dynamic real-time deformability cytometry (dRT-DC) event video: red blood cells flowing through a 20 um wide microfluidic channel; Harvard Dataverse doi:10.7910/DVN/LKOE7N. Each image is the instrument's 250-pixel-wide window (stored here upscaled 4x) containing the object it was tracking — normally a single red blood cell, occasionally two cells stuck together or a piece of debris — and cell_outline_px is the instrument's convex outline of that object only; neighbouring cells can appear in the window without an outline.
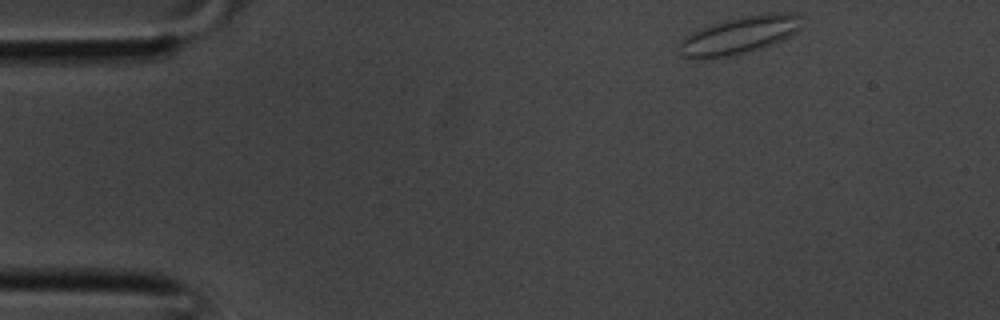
{"species": "common noctule bat (a hibernating species)", "species_latin": "Nyctalus noctula", "temperature_condition": "room temperature", "stored_images_in_passage": 34, "camera_frame_rate_fps": 3000, "um_per_image_px": 0.085, "animal": {"sex": "male", "body_mass_g": 20.1, "forearm_length_mm": 53.5}, "frame": {"image": 1, "passage_image": 1, "time_ms": 0.0, "image_size_px": [1000, 320], "cell_outline_px": [[800, 28], [796, 32], [780, 40], [760, 48], [728, 56], [684, 56], [676, 48], [680, 40], [684, 36], [692, 32], [712, 24], [724, 20], [740, 16], [768, 12], [792, 12], [800, 16]], "centroid_in_image_um": [62.86, 2.93], "position_along_channel_um": 22.1, "area_um2": 26.13}}
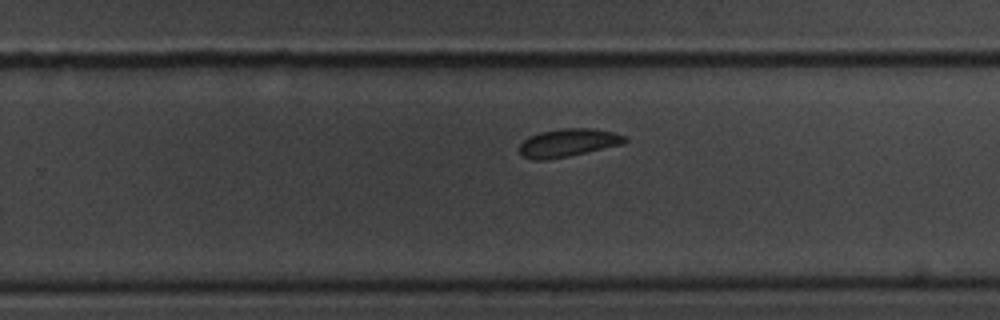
{"frame": {"image": 2, "passage_image": 20, "time_ms": 6.333, "image_size_px": [1000, 320], "cell_outline_px": [[628, 140], [624, 144], [568, 156], [544, 160], [532, 160], [524, 156], [520, 152], [520, 144], [528, 136], [540, 132], [564, 128], [592, 128], [612, 132], [624, 136]], "centroid_in_image_um": [48.29, 12.13], "position_along_channel_um": 281.5, "area_um2": 17.11}}
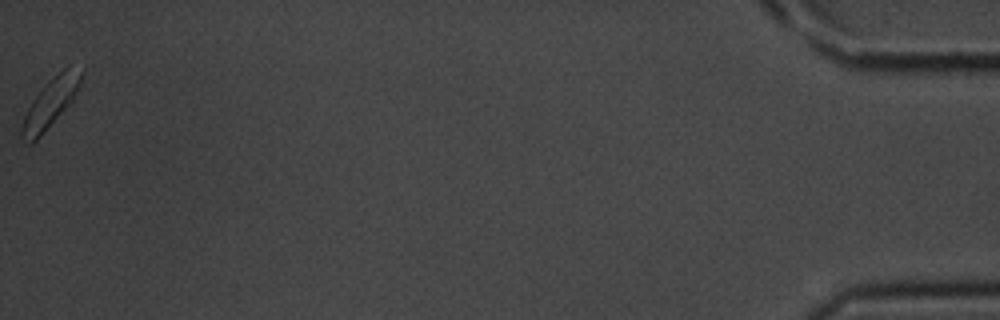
{"frame": {"image": 3, "passage_image": 34, "time_ms": 11.0, "image_size_px": [1000, 320], "cell_outline_px": [[84, 72], [80, 84], [72, 100], [44, 132], [32, 144], [24, 144], [20, 136], [20, 128], [24, 116], [32, 100], [68, 64], [84, 68]], "centroid_in_image_um": [4.29, 8.77], "position_along_channel_um": 430.9, "area_um2": 16.65}}